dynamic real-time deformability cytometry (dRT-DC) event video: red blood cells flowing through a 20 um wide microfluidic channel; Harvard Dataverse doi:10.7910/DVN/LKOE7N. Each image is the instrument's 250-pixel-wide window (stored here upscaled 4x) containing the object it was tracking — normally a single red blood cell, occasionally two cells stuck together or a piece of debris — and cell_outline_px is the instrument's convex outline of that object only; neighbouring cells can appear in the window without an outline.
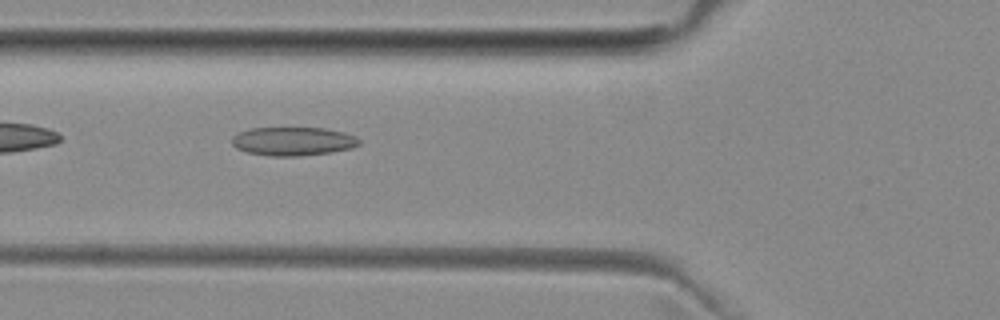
{"species": "common noctule bat (a hibernating species)", "species_latin": "Nyctalus noctula", "temperature_condition": "room temperature", "stored_images_in_passage": 7, "camera_frame_rate_fps": 3000, "um_per_image_px": 0.085, "animal": {"sex": "female", "body_mass_g": 29.2, "forearm_length_mm": 56.3}, "frame": {"image": 1, "passage_image": 5, "time_ms": 5.667, "image_size_px": [1000, 320], "cell_outline_px": [[360, 144], [352, 148], [328, 152], [300, 156], [272, 156], [248, 152], [236, 148], [232, 144], [232, 136], [248, 128], [324, 128], [344, 132], [356, 136], [360, 140]], "centroid_in_image_um": [24.91, 12.0], "position_along_channel_um": 100.9, "area_um2": 21.15}}
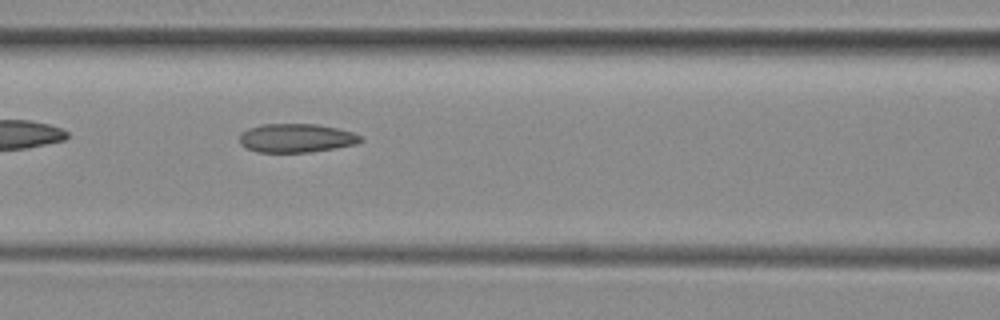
{"frame": {"image": 2, "passage_image": 6, "time_ms": 6.667, "image_size_px": [1000, 320], "cell_outline_px": [[364, 140], [356, 144], [336, 148], [308, 152], [256, 152], [240, 144], [240, 132], [248, 128], [260, 124], [316, 124], [336, 128], [352, 132], [360, 136]], "centroid_in_image_um": [25.16, 11.73], "position_along_channel_um": 141.4, "area_um2": 20.29}}
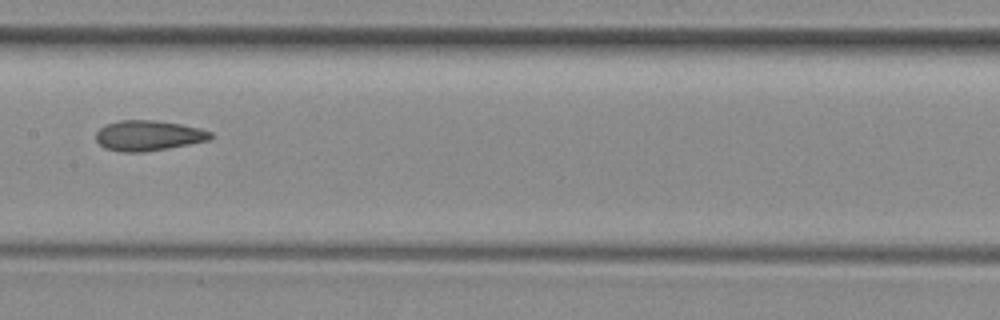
{"frame": {"image": 3, "passage_image": 7, "time_ms": 8.0, "image_size_px": [1000, 320], "cell_outline_px": [[212, 136], [208, 140], [168, 148], [144, 152], [120, 152], [104, 148], [96, 140], [96, 132], [100, 128], [108, 124], [120, 120], [152, 120], [180, 124], [200, 128], [212, 132]], "centroid_in_image_um": [12.59, 11.53], "position_along_channel_um": 194.8, "area_um2": 20.11}}